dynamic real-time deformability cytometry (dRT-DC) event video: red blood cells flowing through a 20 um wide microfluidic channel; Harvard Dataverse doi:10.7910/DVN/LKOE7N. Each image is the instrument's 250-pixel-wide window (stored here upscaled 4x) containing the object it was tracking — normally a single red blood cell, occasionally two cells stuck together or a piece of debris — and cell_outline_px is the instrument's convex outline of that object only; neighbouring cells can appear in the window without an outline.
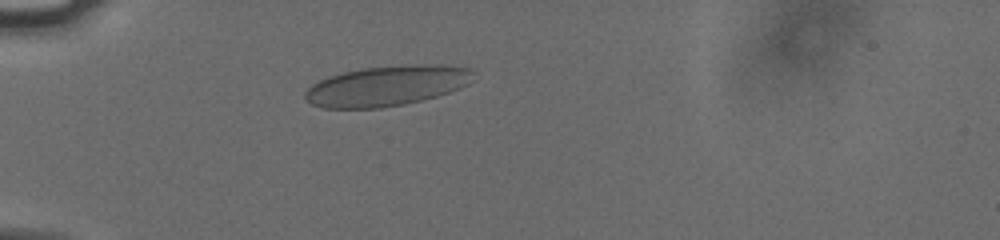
{"species": "human", "species_latin": "Homo sapiens", "temperature_condition": "cold", "stored_images_in_passage": 40, "camera_frame_rate_fps": 3000, "um_per_image_px": 0.085, "donor": {"sex": "male"}, "frame": {"image": 1, "passage_image": 2, "time_ms": 0.333, "image_size_px": [1000, 240], "cell_outline_px": [[472, 72], [468, 84], [460, 88], [436, 96], [404, 104], [380, 108], [324, 108], [312, 104], [304, 96], [304, 92], [312, 84], [328, 76], [344, 72], [364, 68], [412, 64], [472, 68]], "centroid_in_image_um": [32.82, 7.3], "position_along_channel_um": 52.2, "area_um2": 38.84}}
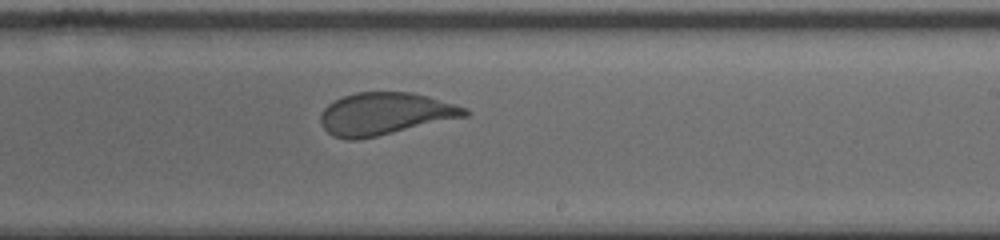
{"frame": {"image": 2, "passage_image": 20, "time_ms": 6.333, "image_size_px": [1000, 240], "cell_outline_px": [[472, 112], [468, 116], [376, 136], [356, 140], [348, 140], [332, 136], [324, 128], [320, 120], [320, 116], [324, 108], [328, 104], [344, 96], [356, 92], [412, 92], [428, 96], [468, 108]], "centroid_in_image_um": [32.74, 9.67], "position_along_channel_um": 256.3, "area_um2": 35.49}}
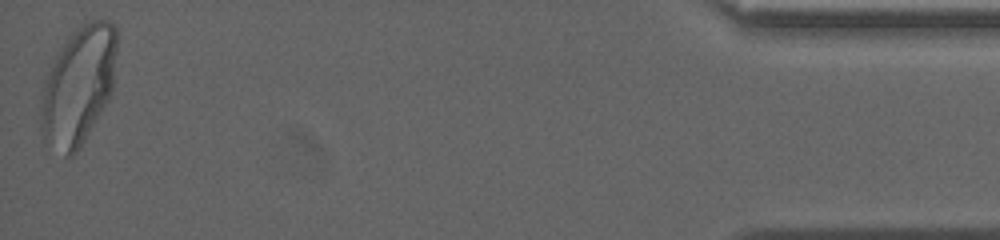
{"frame": {"image": 3, "passage_image": 40, "time_ms": 13.0, "image_size_px": [1000, 240], "cell_outline_px": [[116, 48], [112, 92], [80, 148], [72, 156], [64, 156], [44, 140], [40, 128], [40, 124], [44, 80], [56, 56], [68, 36], [84, 20], [108, 20], [116, 28]], "centroid_in_image_um": [6.66, 7.27], "position_along_channel_um": 428.5, "area_um2": 51.9}, "authors_computed_cell_mechanics": {"area_um2": 36.8764, "velocity_mm_per_s": 3.7685, "shape_relaxation_time_tau1_ms": 5.8504, "shape_relaxation_time_tau2_ms": null, "deformation_change_tau1": 0.1637, "deformation_change_tau2": null}}